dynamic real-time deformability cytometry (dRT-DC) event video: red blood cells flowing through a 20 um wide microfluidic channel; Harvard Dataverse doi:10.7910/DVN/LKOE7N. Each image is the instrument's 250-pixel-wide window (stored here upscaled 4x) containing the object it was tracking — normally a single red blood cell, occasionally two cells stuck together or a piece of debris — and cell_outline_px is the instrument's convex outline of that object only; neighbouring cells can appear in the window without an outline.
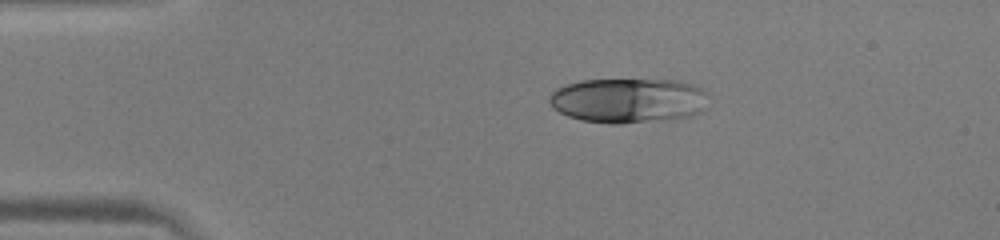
{"species": "human", "species_latin": "Homo sapiens", "temperature_condition": "warm", "stored_images_in_passage": 42, "camera_frame_rate_fps": 3000, "um_per_image_px": 0.085, "donor": {"sex": "male"}, "frame": {"image": 1, "passage_image": 1, "time_ms": 0.0, "image_size_px": [1000, 240], "cell_outline_px": [[708, 108], [704, 112], [688, 116], [668, 120], [620, 124], [612, 124], [580, 120], [568, 116], [552, 108], [548, 100], [548, 96], [556, 88], [564, 84], [580, 80], [676, 80], [692, 84], [704, 88], [708, 92]], "centroid_in_image_um": [53.44, 8.54], "position_along_channel_um": 31.6, "area_um2": 42.48}}
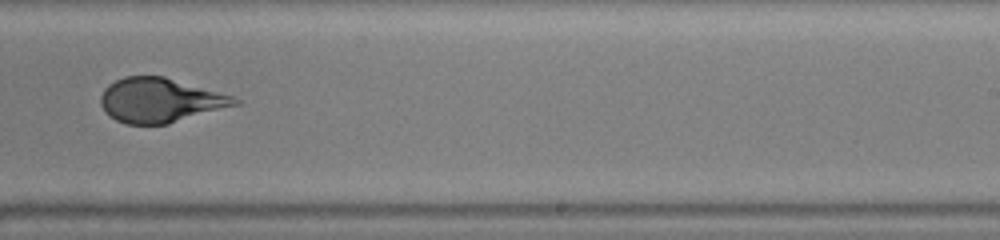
{"frame": {"image": 2, "passage_image": 23, "time_ms": 7.333, "image_size_px": [1000, 240], "cell_outline_px": [[240, 104], [168, 124], [128, 124], [116, 120], [104, 112], [100, 104], [100, 96], [104, 88], [108, 84], [124, 76], [164, 76], [232, 96], [240, 100]], "centroid_in_image_um": [13.57, 8.52], "position_along_channel_um": 275.4, "area_um2": 34.62}}
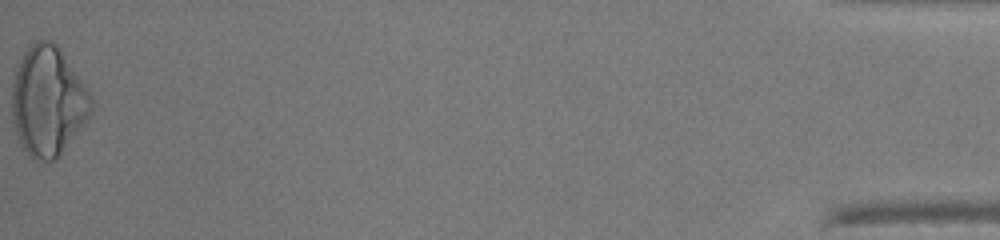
{"frame": {"image": 3, "passage_image": 42, "time_ms": 13.667, "image_size_px": [1000, 240], "cell_outline_px": [[92, 108], [88, 120], [60, 152], [52, 160], [32, 160], [28, 156], [16, 132], [12, 120], [12, 84], [16, 64], [20, 56], [28, 44], [36, 40], [52, 40], [60, 48], [92, 96]], "centroid_in_image_um": [4.05, 8.54], "position_along_channel_um": 431.2, "area_um2": 50.63}, "authors_computed_cell_mechanics": {"area_um2": 38.3214, "velocity_mm_per_s": 4.0398, "shape_relaxation_time_tau1_ms": 7.647, "shape_relaxation_time_tau2_ms": null, "deformation_change_tau1": 0.2859, "deformation_change_tau2": null}}